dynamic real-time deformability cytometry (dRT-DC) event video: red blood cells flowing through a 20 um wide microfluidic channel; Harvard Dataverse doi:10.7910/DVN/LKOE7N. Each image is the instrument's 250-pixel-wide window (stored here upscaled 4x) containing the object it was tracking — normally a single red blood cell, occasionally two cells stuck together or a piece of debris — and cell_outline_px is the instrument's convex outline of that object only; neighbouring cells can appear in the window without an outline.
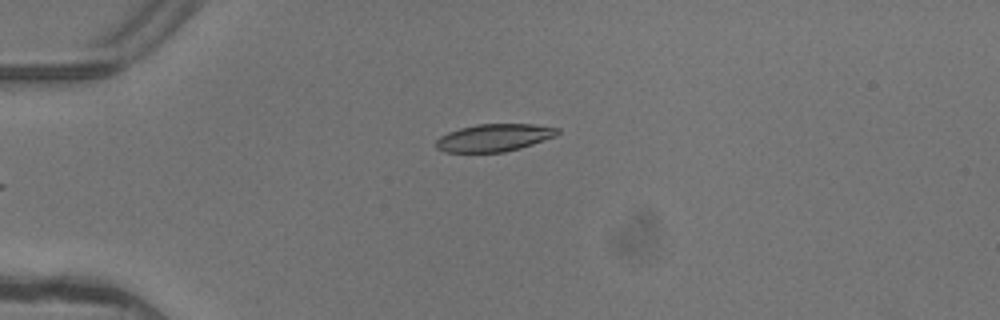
{"species": "common noctule bat (a hibernating species)", "species_latin": "Nyctalus noctula", "temperature_condition": "warm", "stored_images_in_passage": 2, "camera_frame_rate_fps": 3000, "um_per_image_px": 0.085, "animal": {"sex": "female"}, "frame": {"image": 1, "passage_image": 2, "time_ms": 0.333, "image_size_px": [1000, 320], "cell_outline_px": [[560, 132], [556, 136], [520, 148], [504, 152], [444, 152], [436, 148], [436, 140], [440, 136], [448, 132], [460, 128], [476, 124], [532, 124], [560, 128]], "centroid_in_image_um": [42.0, 11.7], "position_along_channel_um": 43.0, "area_um2": 19.48}}